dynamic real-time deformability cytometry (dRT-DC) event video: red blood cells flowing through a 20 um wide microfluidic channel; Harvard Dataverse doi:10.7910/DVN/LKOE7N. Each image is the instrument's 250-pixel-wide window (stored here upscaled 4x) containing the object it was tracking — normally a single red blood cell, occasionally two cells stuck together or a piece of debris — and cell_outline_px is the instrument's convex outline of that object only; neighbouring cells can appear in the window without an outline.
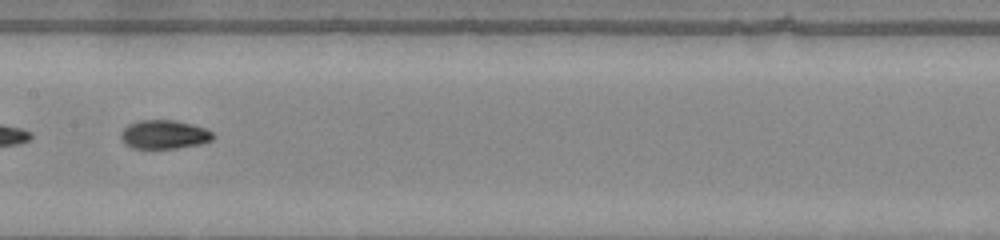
{"species": "common noctule bat (a hibernating species)", "species_latin": "Nyctalus noctula", "temperature_condition": "warm", "stored_images_in_passage": 35, "camera_frame_rate_fps": 3000, "um_per_image_px": 0.085, "animal": {"sex": "male", "body_mass_g": 20.0, "forearm_length_mm": 53.3}, "frame": {"image": 1, "passage_image": 11, "time_ms": 3.333, "image_size_px": [1000, 240], "cell_outline_px": [[216, 136], [212, 140], [200, 144], [176, 148], [132, 148], [124, 144], [120, 140], [120, 132], [128, 124], [140, 120], [176, 120], [192, 124], [204, 128], [212, 132]], "centroid_in_image_um": [13.93, 11.43], "position_along_channel_um": 193.5, "area_um2": 15.61}}
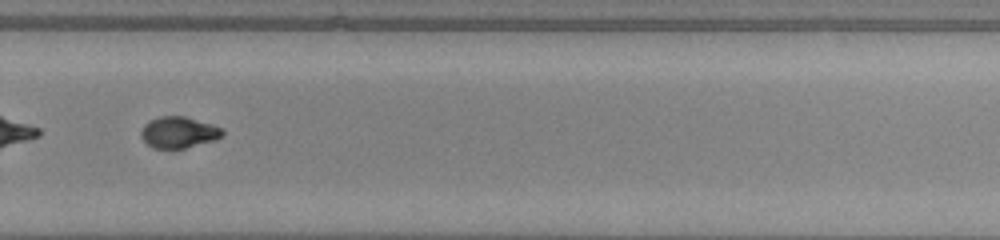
{"frame": {"image": 2, "passage_image": 20, "time_ms": 6.333, "image_size_px": [1000, 240], "cell_outline_px": [[224, 136], [216, 140], [184, 148], [152, 148], [140, 136], [140, 132], [144, 124], [148, 120], [160, 116], [184, 116], [212, 124], [220, 128], [224, 132]], "centroid_in_image_um": [15.18, 11.24], "position_along_channel_um": 314.6, "area_um2": 14.91}}
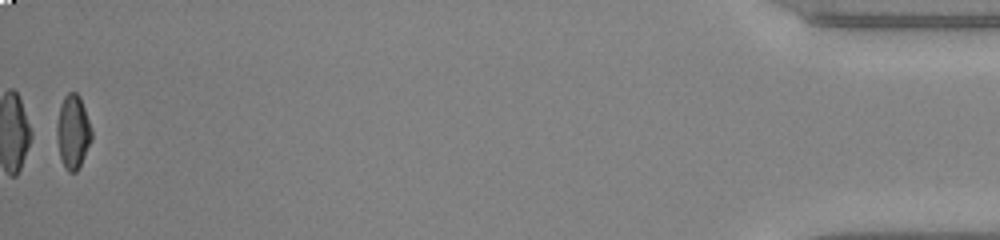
{"frame": {"image": 3, "passage_image": 35, "time_ms": 11.333, "image_size_px": [1000, 240], "cell_outline_px": [[92, 140], [76, 172], [68, 172], [64, 168], [60, 156], [56, 136], [56, 124], [60, 104], [64, 96], [68, 92], [76, 92], [80, 96], [92, 128]], "centroid_in_image_um": [6.19, 11.18], "position_along_channel_um": 429.0, "area_um2": 15.14}, "authors_computed_cell_mechanics": {"area_um2": 15.0858, "velocity_mm_per_s": 4.043, "shape_relaxation_time_tau1_ms": 4.6526, "shape_relaxation_time_tau2_ms": null, "deformation_change_tau1": 0.2101, "deformation_change_tau2": null}}